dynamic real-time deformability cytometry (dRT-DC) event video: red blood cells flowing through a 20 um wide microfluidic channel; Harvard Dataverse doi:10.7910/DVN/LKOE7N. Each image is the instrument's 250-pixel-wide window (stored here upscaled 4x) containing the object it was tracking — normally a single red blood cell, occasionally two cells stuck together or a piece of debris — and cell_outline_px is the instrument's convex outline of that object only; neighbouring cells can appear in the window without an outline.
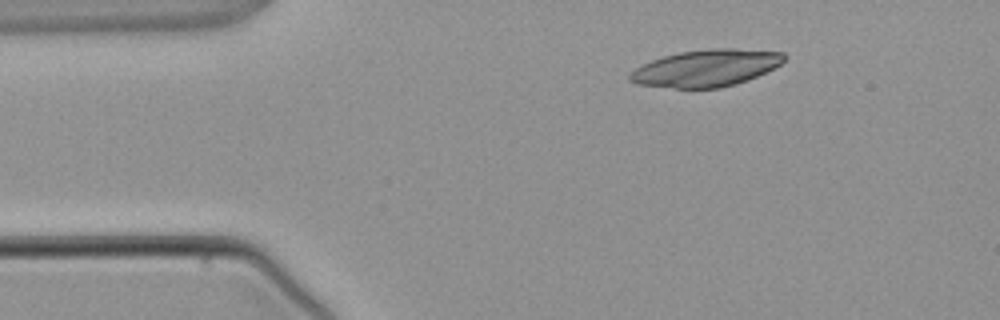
{"species": "common noctule bat (a hibernating species)", "species_latin": "Nyctalus noctula", "temperature_condition": "warm", "stored_images_in_passage": 2, "segment_of_instrument_passage": [2, 2], "camera_frame_rate_fps": 3000, "um_per_image_px": 0.085, "animal": {"sex": "male", "body_mass_g": 21.5, "forearm_length_mm": 52.0}, "frame": {"image": 1, "passage_image": 2, "time_ms": 2.0, "image_size_px": [1000, 320], "cell_outline_px": [[784, 60], [780, 64], [748, 80], [736, 84], [720, 88], [676, 88], [636, 84], [628, 80], [628, 76], [636, 68], [652, 60], [664, 56], [680, 52], [708, 48], [736, 48], [784, 52]], "centroid_in_image_um": [60.01, 5.78], "position_along_channel_um": 25.0, "area_um2": 33.06}}